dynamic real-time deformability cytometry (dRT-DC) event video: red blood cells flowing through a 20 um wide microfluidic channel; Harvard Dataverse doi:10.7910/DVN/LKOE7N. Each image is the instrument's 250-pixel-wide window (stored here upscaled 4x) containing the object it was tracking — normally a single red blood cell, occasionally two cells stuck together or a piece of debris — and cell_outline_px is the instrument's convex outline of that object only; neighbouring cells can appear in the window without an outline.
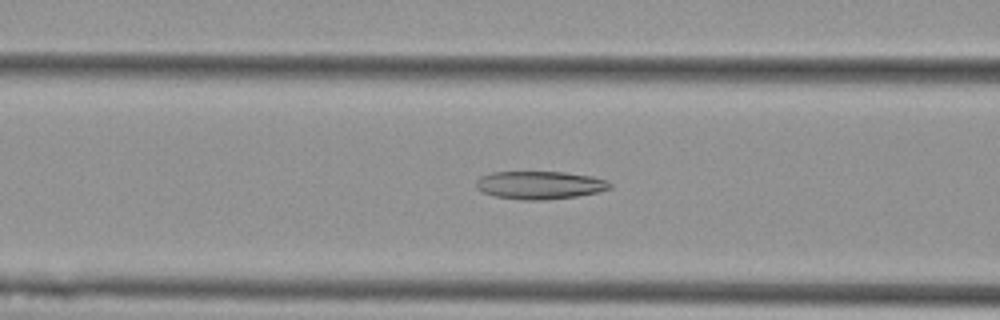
{"species": "Egyptian fruit bat (a non-hibernating species)", "species_latin": "Rousettus aegyptiacus", "temperature_condition": "cold", "stored_images_in_passage": 38, "camera_frame_rate_fps": 3000, "um_per_image_px": 0.085, "animal": {"sex": "female"}, "frame": {"image": 1, "passage_image": 6, "time_ms": 1.667, "image_size_px": [1000, 320], "cell_outline_px": [[612, 188], [596, 192], [576, 196], [540, 200], [520, 200], [496, 196], [484, 192], [476, 188], [476, 180], [480, 176], [492, 172], [564, 172], [592, 176], [608, 180], [612, 184]], "centroid_in_image_um": [45.89, 15.72], "position_along_channel_um": 120.7, "area_um2": 21.79}}
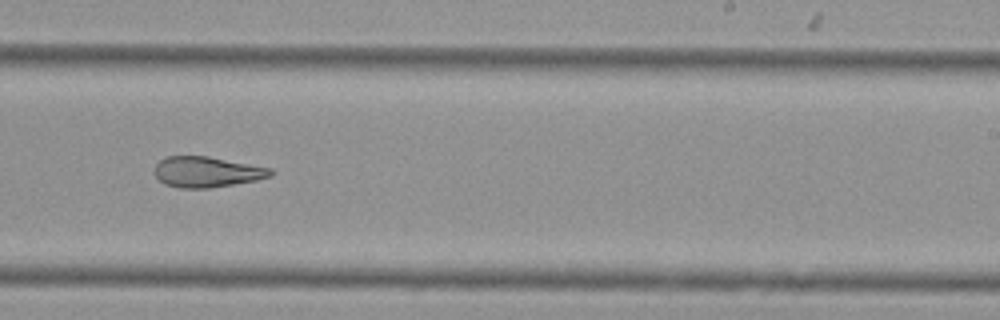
{"frame": {"image": 2, "passage_image": 18, "time_ms": 5.667, "image_size_px": [1000, 320], "cell_outline_px": [[272, 176], [256, 180], [208, 188], [180, 188], [164, 184], [152, 172], [156, 164], [164, 156], [208, 156], [272, 168]], "centroid_in_image_um": [17.54, 14.6], "position_along_channel_um": 271.5, "area_um2": 20.75}}
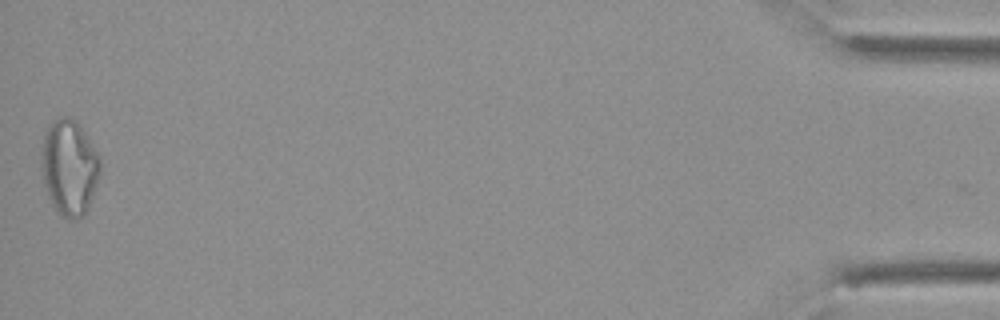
{"frame": {"image": 3, "passage_image": 38, "time_ms": 12.333, "image_size_px": [1000, 320], "cell_outline_px": [[100, 172], [84, 216], [76, 220], [68, 220], [56, 212], [52, 204], [44, 184], [44, 132], [48, 124], [52, 120], [60, 116], [68, 116], [76, 120], [100, 156]], "centroid_in_image_um": [5.91, 14.22], "position_along_channel_um": 429.3, "area_um2": 32.19}, "authors_computed_cell_mechanics": {"area_um2": 22.2819, "velocity_mm_per_s": 3.7787, "shape_relaxation_time_tau1_ms": null, "shape_relaxation_time_tau2_ms": 4.3869, "deformation_change_tau1": null, "deformation_change_tau2": 0.1336}}